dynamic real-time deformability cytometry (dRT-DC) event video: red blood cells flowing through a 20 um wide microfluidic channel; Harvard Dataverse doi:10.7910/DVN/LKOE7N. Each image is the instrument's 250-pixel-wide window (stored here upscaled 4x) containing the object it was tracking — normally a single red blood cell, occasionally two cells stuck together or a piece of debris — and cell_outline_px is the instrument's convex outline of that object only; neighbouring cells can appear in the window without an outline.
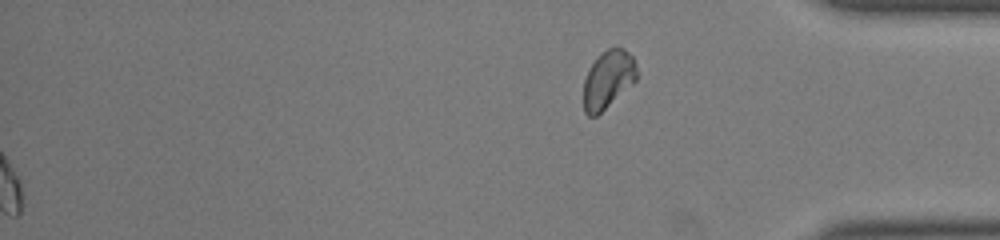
{"species": "common noctule bat (a hibernating species)", "species_latin": "Nyctalus noctula", "temperature_condition": "room temperature", "stored_images_in_passage": 44, "segment_of_instrument_passage": [2, 2], "camera_frame_rate_fps": 3000, "um_per_image_px": 0.085, "animal": {"sex": "male", "body_mass_g": 19.0, "forearm_length_mm": 50.8}, "frame": {"image": 1, "passage_image": 44, "time_ms": 14.333, "image_size_px": [1000, 240], "cell_outline_px": [[640, 72], [636, 80], [596, 116], [588, 116], [584, 112], [584, 80], [588, 68], [600, 52], [616, 44], [624, 48], [632, 56]], "centroid_in_image_um": [51.7, 6.68], "position_along_channel_um": 383.5, "area_um2": 18.26}}